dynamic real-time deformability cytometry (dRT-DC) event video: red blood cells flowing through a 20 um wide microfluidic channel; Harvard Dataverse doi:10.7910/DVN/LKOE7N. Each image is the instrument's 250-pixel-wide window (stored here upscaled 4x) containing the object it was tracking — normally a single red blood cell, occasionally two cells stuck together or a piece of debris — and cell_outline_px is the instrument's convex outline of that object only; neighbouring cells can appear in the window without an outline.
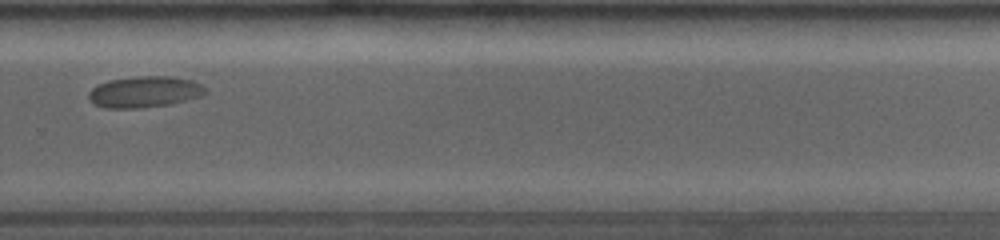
{"species": "common noctule bat (a hibernating species)", "species_latin": "Nyctalus noctula", "temperature_condition": "room temperature", "stored_images_in_passage": 15, "camera_frame_rate_fps": 4000, "um_per_image_px": 0.085, "animal": {"sex": "female", "body_mass_g": 19.0, "forearm_length_mm": 53.3}, "frame": {"image": 1, "passage_image": 11, "time_ms": 7.75, "image_size_px": [1000, 240], "cell_outline_px": [[208, 92], [200, 96], [168, 104], [140, 108], [104, 108], [96, 104], [88, 96], [88, 92], [92, 88], [108, 80], [136, 76], [172, 76], [192, 80], [200, 84]], "centroid_in_image_um": [12.28, 7.8], "position_along_channel_um": 317.5, "area_um2": 21.04}}